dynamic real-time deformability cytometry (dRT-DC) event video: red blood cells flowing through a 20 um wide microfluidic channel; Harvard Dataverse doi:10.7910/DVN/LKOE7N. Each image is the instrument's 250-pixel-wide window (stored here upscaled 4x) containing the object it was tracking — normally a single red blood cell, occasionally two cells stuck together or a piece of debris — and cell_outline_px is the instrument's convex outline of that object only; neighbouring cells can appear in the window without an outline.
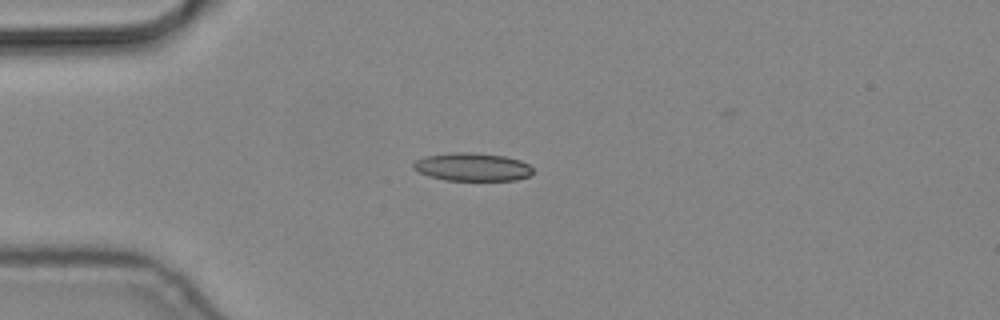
{"species": "common noctule bat (a hibernating species)", "species_latin": "Nyctalus noctula", "temperature_condition": "cold", "stored_images_in_passage": 4, "camera_frame_rate_fps": 3000, "um_per_image_px": 0.085, "animal": {"sex": "male", "body_mass_g": 19.2, "forearm_length_mm": 51.8}, "frame": {"image": 1, "passage_image": 1, "time_ms": 0.0, "image_size_px": [1000, 320], "cell_outline_px": [[532, 172], [528, 176], [516, 180], [444, 180], [428, 176], [412, 168], [412, 164], [416, 160], [424, 156], [456, 152], [472, 152], [504, 156], [520, 160], [528, 164], [532, 168]], "centroid_in_image_um": [40.12, 14.19], "position_along_channel_um": 44.9, "area_um2": 19.54}}
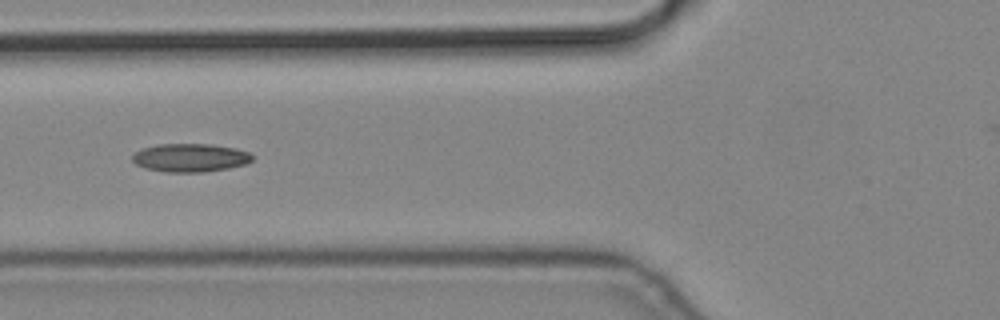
{"frame": {"image": 2, "passage_image": 3, "time_ms": 0.667, "image_size_px": [1000, 320], "cell_outline_px": [[252, 160], [244, 164], [228, 168], [204, 172], [164, 172], [144, 168], [136, 164], [132, 160], [132, 156], [140, 148], [156, 144], [212, 144], [236, 148], [248, 152], [252, 156]], "centroid_in_image_um": [16.13, 13.4], "position_along_channel_um": 109.7, "area_um2": 19.88}}
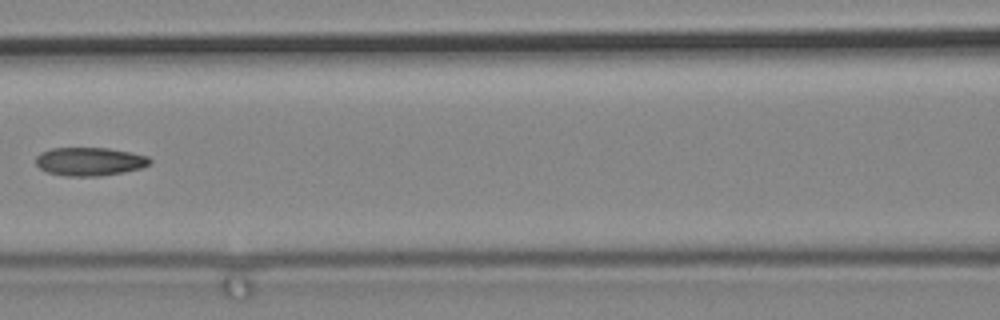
{"frame": {"image": 3, "passage_image": 4, "time_ms": 1.0, "image_size_px": [1000, 320], "cell_outline_px": [[152, 160], [148, 164], [140, 168], [124, 172], [100, 176], [64, 176], [48, 172], [40, 168], [36, 164], [36, 156], [40, 152], [52, 148], [108, 148], [148, 156]], "centroid_in_image_um": [7.59, 13.73], "position_along_channel_um": 159.0, "area_um2": 18.79}}